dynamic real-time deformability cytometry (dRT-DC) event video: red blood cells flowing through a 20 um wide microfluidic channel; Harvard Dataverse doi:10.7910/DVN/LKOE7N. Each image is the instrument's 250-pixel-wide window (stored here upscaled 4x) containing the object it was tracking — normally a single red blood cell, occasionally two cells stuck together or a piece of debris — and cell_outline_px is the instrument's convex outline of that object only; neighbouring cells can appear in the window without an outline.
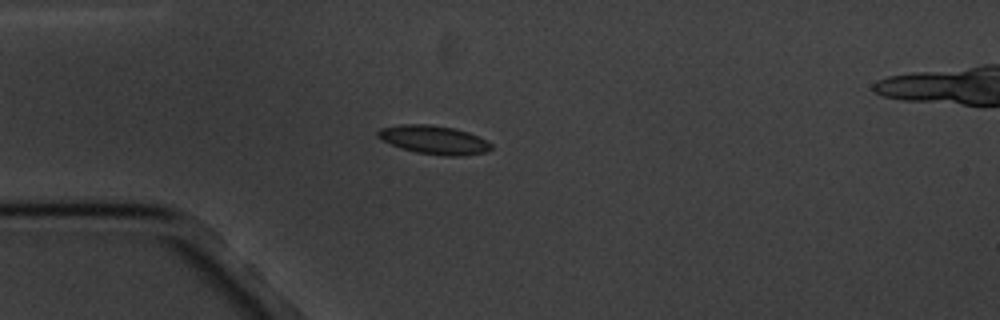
{"species": "common noctule bat (a hibernating species)", "species_latin": "Nyctalus noctula", "temperature_condition": "cold", "stored_images_in_passage": 5, "camera_frame_rate_fps": 3000, "um_per_image_px": 0.085, "animal": {"sex": "male", "body_mass_g": 20.1, "forearm_length_mm": 53.5}, "frame": {"image": 1, "passage_image": 4, "time_ms": 3.333, "image_size_px": [1000, 320], "cell_outline_px": [[492, 148], [488, 152], [464, 156], [444, 156], [416, 152], [400, 148], [380, 140], [376, 136], [376, 132], [380, 128], [400, 124], [428, 124], [456, 128], [468, 132], [492, 144]], "centroid_in_image_um": [36.85, 11.89], "position_along_channel_um": 48.1, "area_um2": 19.13}}